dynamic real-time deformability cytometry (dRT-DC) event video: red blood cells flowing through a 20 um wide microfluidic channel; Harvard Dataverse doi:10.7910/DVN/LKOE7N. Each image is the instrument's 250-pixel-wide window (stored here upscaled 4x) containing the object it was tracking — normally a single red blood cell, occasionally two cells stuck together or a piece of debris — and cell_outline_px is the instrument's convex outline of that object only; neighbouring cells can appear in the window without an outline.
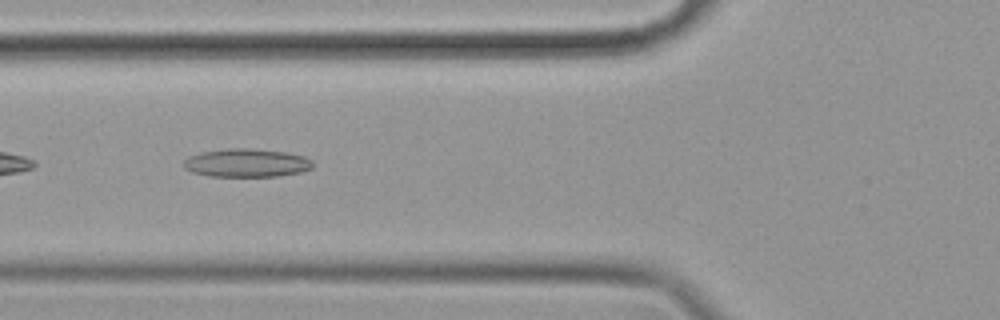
{"species": "common noctule bat (a hibernating species)", "species_latin": "Nyctalus noctula", "temperature_condition": "cold", "stored_images_in_passage": 42, "camera_frame_rate_fps": 3000, "um_per_image_px": 0.085, "animal": {"sex": "female", "body_mass_g": 19.9}, "frame": {"image": 1, "passage_image": 5, "time_ms": 1.333, "image_size_px": [1000, 320], "cell_outline_px": [[312, 168], [300, 172], [276, 176], [208, 176], [192, 172], [184, 168], [184, 160], [188, 156], [200, 152], [228, 148], [248, 148], [284, 152], [304, 156], [312, 160]], "centroid_in_image_um": [20.92, 13.84], "position_along_channel_um": 104.9, "area_um2": 21.27}}
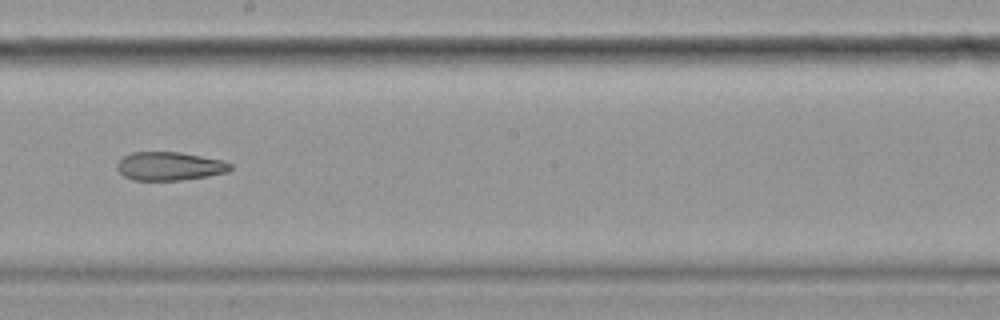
{"frame": {"image": 2, "passage_image": 16, "time_ms": 5.0, "image_size_px": [1000, 320], "cell_outline_px": [[232, 168], [228, 172], [208, 176], [180, 180], [132, 180], [124, 176], [116, 168], [116, 164], [124, 156], [132, 152], [180, 152], [224, 160], [232, 164]], "centroid_in_image_um": [14.43, 14.12], "position_along_channel_um": 233.8, "area_um2": 18.9}}
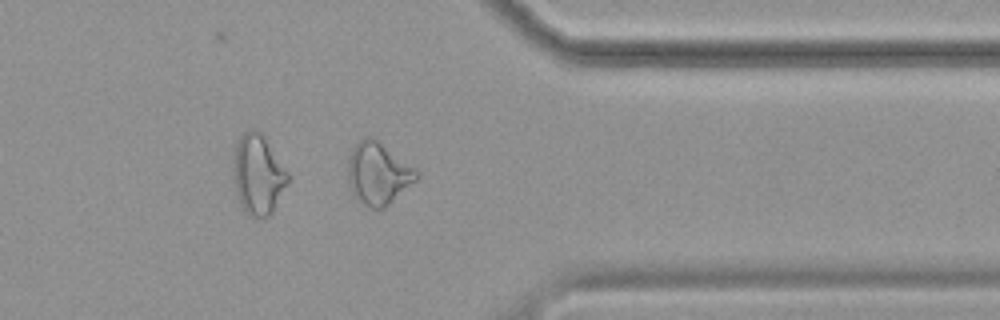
{"frame": {"image": 3, "passage_image": 29, "time_ms": 9.333, "image_size_px": [1000, 320], "cell_outline_px": [[420, 172], [416, 180], [384, 208], [372, 208], [364, 204], [352, 192], [348, 172], [348, 156], [352, 148], [360, 140], [368, 136], [372, 136], [416, 168]], "centroid_in_image_um": [32.16, 14.71], "position_along_channel_um": 379.2, "area_um2": 24.45}}